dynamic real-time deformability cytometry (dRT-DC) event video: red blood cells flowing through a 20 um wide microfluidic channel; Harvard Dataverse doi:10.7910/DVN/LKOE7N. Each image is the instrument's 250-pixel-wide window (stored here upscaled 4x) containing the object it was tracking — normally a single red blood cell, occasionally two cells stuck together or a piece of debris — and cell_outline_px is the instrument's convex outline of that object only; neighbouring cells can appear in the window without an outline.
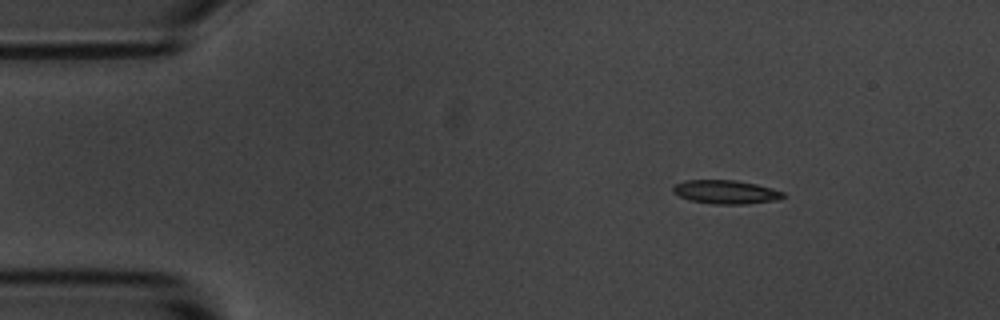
{"species": "common noctule bat (a hibernating species)", "species_latin": "Nyctalus noctula", "temperature_condition": "room temperature", "stored_images_in_passage": 48, "camera_frame_rate_fps": 3000, "um_per_image_px": 0.085, "animal": {"sex": "male", "body_mass_g": 20.1, "forearm_length_mm": 53.5}, "frame": {"image": 1, "passage_image": 1, "time_ms": 0.0, "image_size_px": [1000, 320], "cell_outline_px": [[784, 196], [776, 200], [744, 204], [712, 204], [688, 200], [672, 192], [672, 188], [676, 184], [688, 180], [736, 180], [756, 184], [772, 188], [784, 192]], "centroid_in_image_um": [61.68, 16.32], "position_along_channel_um": 23.3, "area_um2": 15.14}}
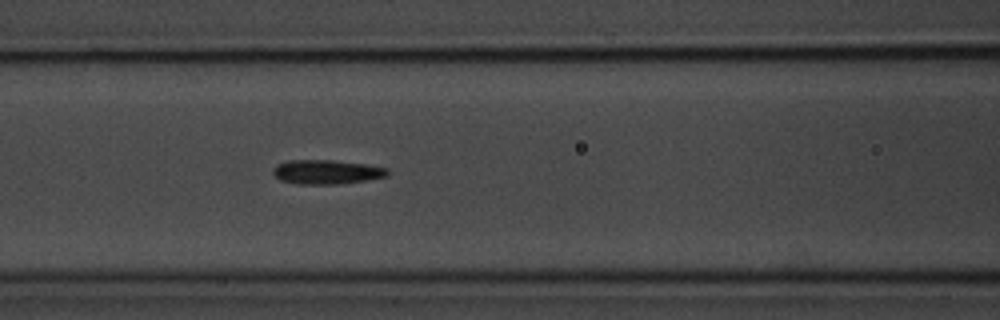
{"frame": {"image": 2, "passage_image": 16, "time_ms": 5.0, "image_size_px": [1000, 320], "cell_outline_px": [[388, 176], [340, 184], [300, 184], [280, 180], [272, 172], [272, 168], [276, 164], [288, 160], [332, 160], [364, 164], [388, 168]], "centroid_in_image_um": [27.72, 14.61], "position_along_channel_um": 138.9, "area_um2": 16.13}}
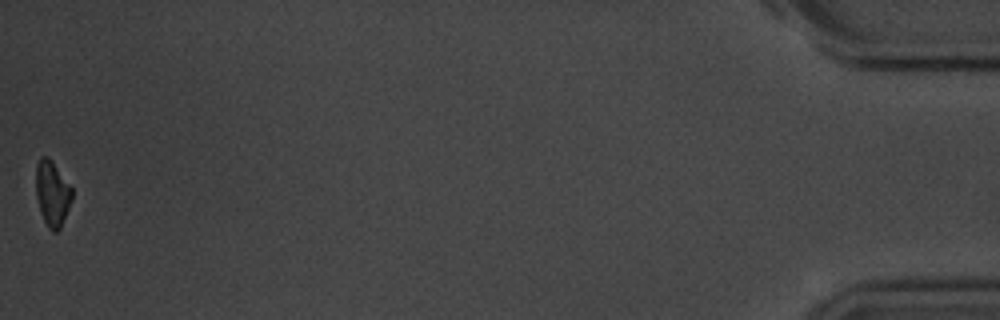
{"frame": {"image": 3, "passage_image": 48, "time_ms": 15.667, "image_size_px": [1000, 320], "cell_outline_px": [[72, 200], [60, 228], [56, 232], [52, 232], [48, 228], [40, 212], [36, 196], [36, 164], [40, 156], [48, 156], [52, 160], [72, 188]], "centroid_in_image_um": [4.43, 16.43], "position_along_channel_um": 430.8, "area_um2": 13.81}, "authors_computed_cell_mechanics": {"area_um2": 15.2014, "velocity_mm_per_s": 3.6575, "shape_relaxation_time_tau1_ms": 2.068, "shape_relaxation_time_tau2_ms": 6.5262, "deformation_change_tau1": 0.0993, "deformation_change_tau2": 0.1662}}